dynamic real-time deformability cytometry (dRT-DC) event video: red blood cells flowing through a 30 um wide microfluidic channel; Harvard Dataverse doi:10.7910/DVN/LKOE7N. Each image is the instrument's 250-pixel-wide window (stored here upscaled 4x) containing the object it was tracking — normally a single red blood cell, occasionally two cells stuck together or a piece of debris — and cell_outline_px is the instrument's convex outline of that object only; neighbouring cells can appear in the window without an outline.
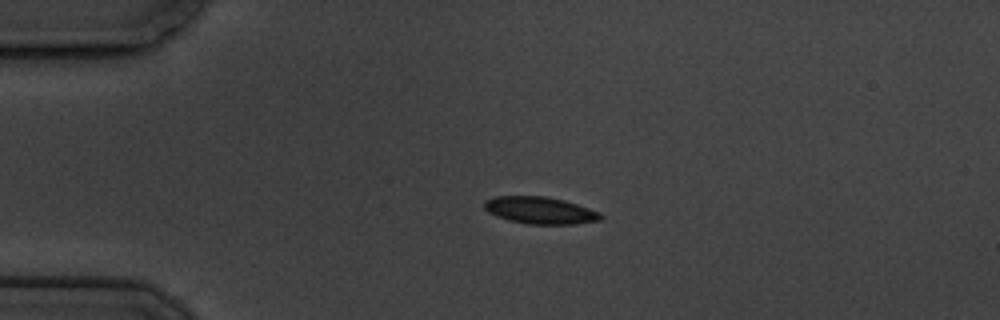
{"species": "common noctule bat (a hibernating species)", "species_latin": "Nyctalus noctula", "temperature_condition": "cold", "stored_images_in_passage": 3, "camera_frame_rate_fps": 3000, "um_per_image_px": 0.085, "animal": {"sex": "male", "body_mass_g": 19.5, "forearm_length_mm": 54.6}, "frame": {"image": 1, "passage_image": 2, "time_ms": 1.333, "image_size_px": [1000, 320], "cell_outline_px": [[604, 216], [600, 220], [576, 224], [528, 224], [508, 220], [496, 216], [488, 212], [484, 208], [484, 200], [496, 196], [544, 196], [564, 200], [600, 212]], "centroid_in_image_um": [45.89, 17.88], "position_along_channel_um": 39.1, "area_um2": 18.38}}